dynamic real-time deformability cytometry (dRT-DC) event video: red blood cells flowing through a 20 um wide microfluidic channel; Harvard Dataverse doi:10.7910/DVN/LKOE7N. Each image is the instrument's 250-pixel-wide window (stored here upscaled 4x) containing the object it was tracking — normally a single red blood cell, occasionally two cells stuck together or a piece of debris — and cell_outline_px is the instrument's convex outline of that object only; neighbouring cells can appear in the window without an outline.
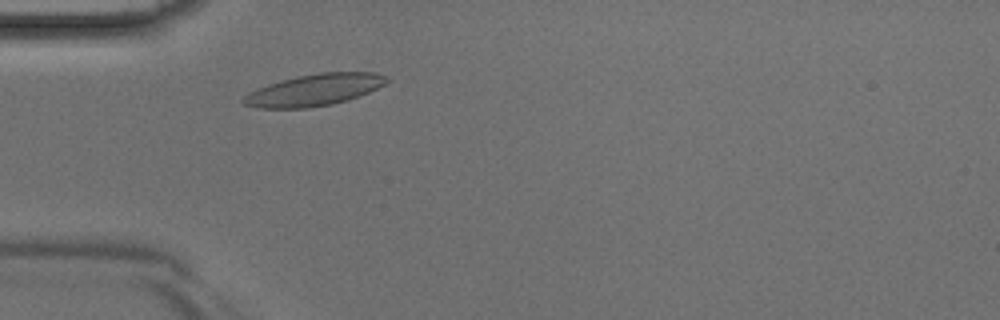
{"species": "Egyptian fruit bat (a non-hibernating species)", "species_latin": "Rousettus aegyptiacus", "temperature_condition": "room temperature", "stored_images_in_passage": 37, "camera_frame_rate_fps": 3000, "um_per_image_px": 0.085, "animal": {"sex": "male"}, "frame": {"image": 1, "passage_image": 6, "time_ms": 1.667, "image_size_px": [1000, 320], "cell_outline_px": [[392, 80], [360, 96], [348, 100], [332, 104], [308, 108], [260, 108], [244, 104], [240, 100], [248, 92], [268, 84], [296, 76], [320, 72], [372, 72], [384, 76]], "centroid_in_image_um": [26.7, 7.65], "position_along_channel_um": 58.3, "area_um2": 26.41}}
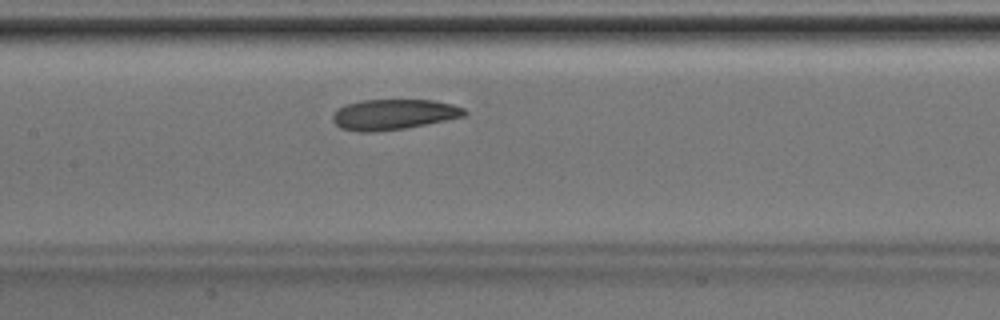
{"frame": {"image": 2, "passage_image": 14, "time_ms": 4.333, "image_size_px": [1000, 320], "cell_outline_px": [[468, 112], [464, 116], [404, 128], [372, 132], [360, 132], [340, 128], [332, 120], [332, 112], [344, 104], [360, 100], [436, 100], [452, 104], [464, 108]], "centroid_in_image_um": [33.4, 9.71], "position_along_channel_um": 174.0, "area_um2": 23.41}}
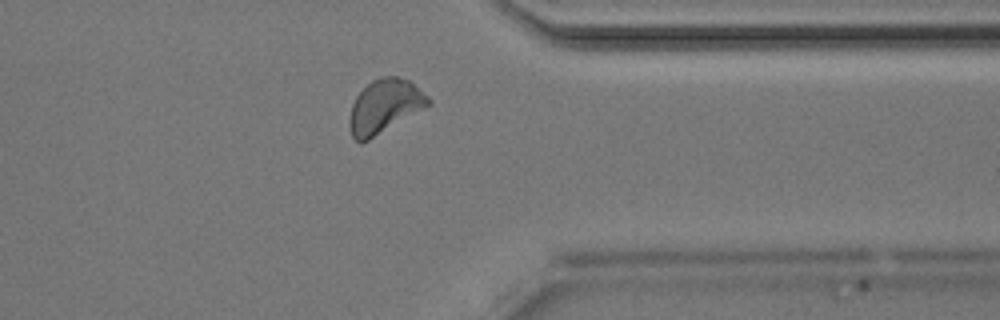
{"frame": {"image": 3, "passage_image": 28, "time_ms": 9.0, "image_size_px": [1000, 320], "cell_outline_px": [[432, 104], [368, 140], [360, 144], [352, 136], [348, 124], [348, 120], [352, 104], [356, 96], [372, 80], [380, 76], [396, 76], [408, 80], [428, 96], [432, 100]], "centroid_in_image_um": [32.68, 9.04], "position_along_channel_um": 378.7, "area_um2": 24.57}}